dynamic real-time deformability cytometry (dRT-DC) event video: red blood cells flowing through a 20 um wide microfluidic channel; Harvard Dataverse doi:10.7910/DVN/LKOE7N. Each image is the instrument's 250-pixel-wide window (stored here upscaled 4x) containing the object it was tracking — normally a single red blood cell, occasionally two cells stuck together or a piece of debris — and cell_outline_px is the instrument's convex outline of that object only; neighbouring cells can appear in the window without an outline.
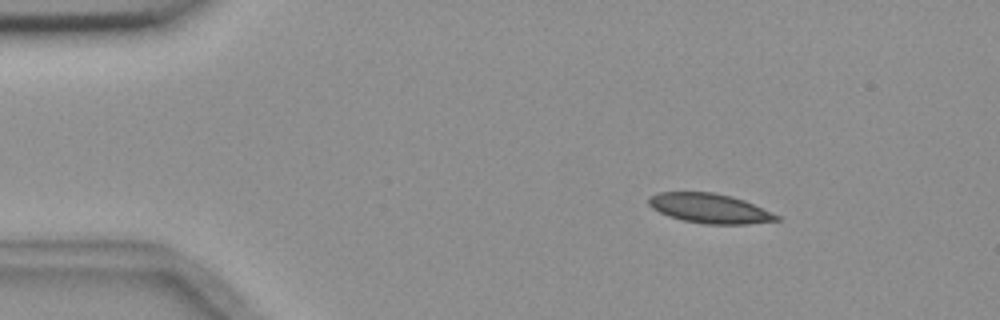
{"species": "common noctule bat (a hibernating species)", "species_latin": "Nyctalus noctula", "temperature_condition": "room temperature", "stored_images_in_passage": 3, "camera_frame_rate_fps": 3000, "um_per_image_px": 0.085, "animal": {"sex": "female", "body_mass_g": 18.4}, "frame": {"image": 1, "passage_image": 1, "time_ms": 0.0, "image_size_px": [1000, 320], "cell_outline_px": [[780, 220], [748, 224], [704, 224], [684, 220], [668, 216], [652, 208], [648, 204], [648, 196], [656, 192], [712, 192], [732, 196], [744, 200], [780, 216]], "centroid_in_image_um": [60.29, 17.7], "position_along_channel_um": 24.7, "area_um2": 22.08}}